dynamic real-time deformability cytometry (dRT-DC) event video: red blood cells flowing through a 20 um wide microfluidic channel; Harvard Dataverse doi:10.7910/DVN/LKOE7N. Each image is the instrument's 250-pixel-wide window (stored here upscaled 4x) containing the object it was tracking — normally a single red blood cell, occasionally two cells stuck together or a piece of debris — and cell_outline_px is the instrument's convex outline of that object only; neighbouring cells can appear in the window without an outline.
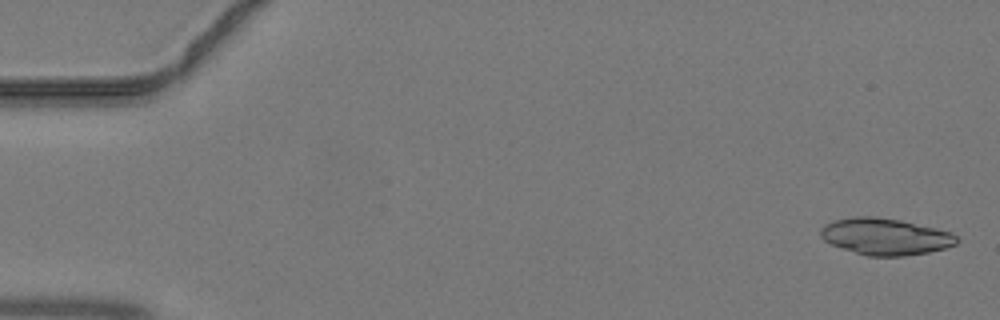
{"species": "common noctule bat (a hibernating species)", "species_latin": "Nyctalus noctula", "temperature_condition": "warm", "stored_images_in_passage": 14, "camera_frame_rate_fps": 3000, "um_per_image_px": 0.085, "animal": {"sex": "male", "body_mass_g": 19.2, "forearm_length_mm": 51.8}, "frame": {"image": 1, "passage_image": 2, "time_ms": 0.333, "image_size_px": [1000, 320], "cell_outline_px": [[960, 240], [956, 244], [944, 248], [928, 252], [904, 256], [868, 256], [832, 244], [824, 240], [820, 236], [820, 228], [824, 224], [836, 220], [852, 216], [876, 216], [900, 220], [936, 228], [952, 232]], "centroid_in_image_um": [75.26, 20.09], "position_along_channel_um": 9.7, "area_um2": 29.02}}